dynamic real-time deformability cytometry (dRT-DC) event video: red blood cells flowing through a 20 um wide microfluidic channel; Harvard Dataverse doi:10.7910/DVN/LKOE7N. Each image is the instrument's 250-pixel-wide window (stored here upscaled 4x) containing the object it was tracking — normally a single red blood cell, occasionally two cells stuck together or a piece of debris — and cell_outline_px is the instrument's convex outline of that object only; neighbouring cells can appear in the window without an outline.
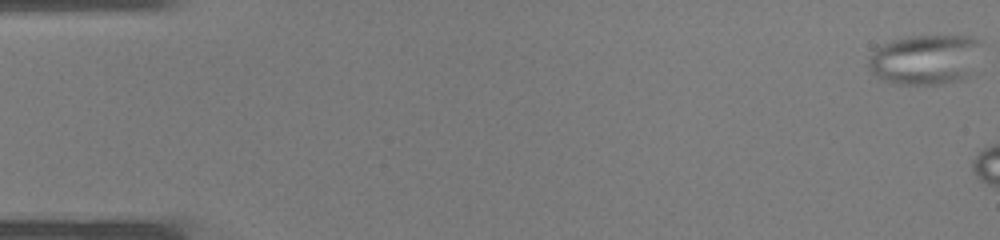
{"species": "common noctule bat (a hibernating species)", "species_latin": "Nyctalus noctula", "temperature_condition": "warm", "stored_images_in_passage": 5, "camera_frame_rate_fps": 3000, "um_per_image_px": 0.085, "animal": {"sex": "male", "body_mass_g": 19.0, "forearm_length_mm": 50.8}, "frame": {"image": 1, "passage_image": 1, "time_ms": 0.0, "image_size_px": [1000, 240], "cell_outline_px": [[980, 40], [968, 76], [960, 80], [944, 84], [900, 84], [884, 80], [876, 76], [868, 68], [868, 56], [876, 48], [892, 40], [908, 36], [972, 36]], "centroid_in_image_um": [78.56, 5.06], "position_along_channel_um": 6.4, "area_um2": 32.54}}